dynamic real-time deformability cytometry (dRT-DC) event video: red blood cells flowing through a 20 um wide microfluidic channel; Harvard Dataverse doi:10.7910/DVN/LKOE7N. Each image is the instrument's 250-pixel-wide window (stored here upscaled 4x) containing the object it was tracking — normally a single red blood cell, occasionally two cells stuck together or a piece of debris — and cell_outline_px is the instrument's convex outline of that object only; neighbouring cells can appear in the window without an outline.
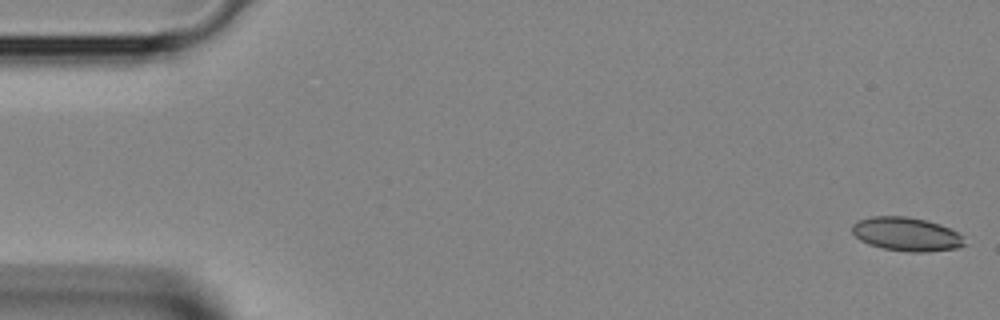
{"species": "Egyptian fruit bat (a non-hibernating species)", "species_latin": "Rousettus aegyptiacus", "temperature_condition": "room temperature", "stored_images_in_passage": 2, "camera_frame_rate_fps": 3000, "um_per_image_px": 0.085, "animal": {"sex": "female"}, "frame": {"image": 1, "passage_image": 2, "time_ms": 0.333, "image_size_px": [1000, 320], "cell_outline_px": [[964, 244], [960, 248], [928, 252], [908, 252], [884, 248], [868, 244], [860, 240], [852, 232], [852, 224], [856, 220], [872, 216], [908, 216], [928, 220], [940, 224], [964, 236]], "centroid_in_image_um": [77.05, 19.9], "position_along_channel_um": 8.0, "area_um2": 22.31}}